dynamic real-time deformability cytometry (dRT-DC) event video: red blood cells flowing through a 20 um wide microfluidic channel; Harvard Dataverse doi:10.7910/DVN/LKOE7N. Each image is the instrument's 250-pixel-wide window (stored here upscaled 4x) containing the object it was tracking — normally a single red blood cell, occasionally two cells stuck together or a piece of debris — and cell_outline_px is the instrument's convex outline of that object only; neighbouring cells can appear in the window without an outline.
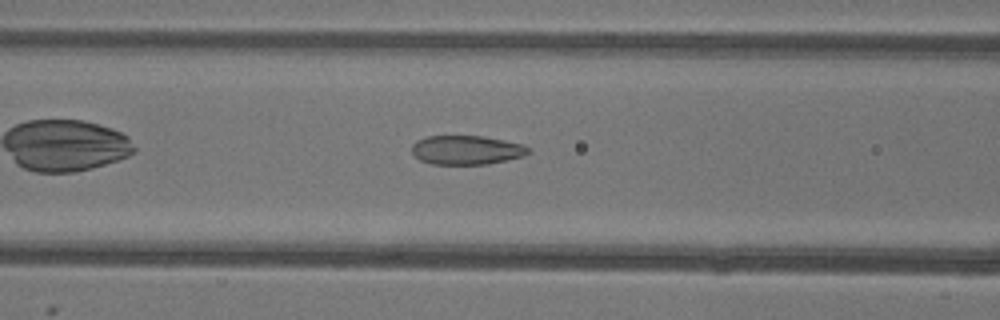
{"species": "common noctule bat (a hibernating species)", "species_latin": "Nyctalus noctula", "temperature_condition": "warm", "stored_images_in_passage": 38, "camera_frame_rate_fps": 3000, "um_per_image_px": 0.085, "animal": {"sex": "female"}, "frame": {"image": 1, "passage_image": 7, "time_ms": 2.0, "image_size_px": [1000, 320], "cell_outline_px": [[528, 152], [524, 156], [508, 160], [488, 164], [432, 164], [420, 160], [412, 152], [412, 144], [416, 140], [424, 136], [484, 136], [524, 144], [528, 148]], "centroid_in_image_um": [39.64, 12.74], "position_along_channel_um": 127.0, "area_um2": 19.83}}
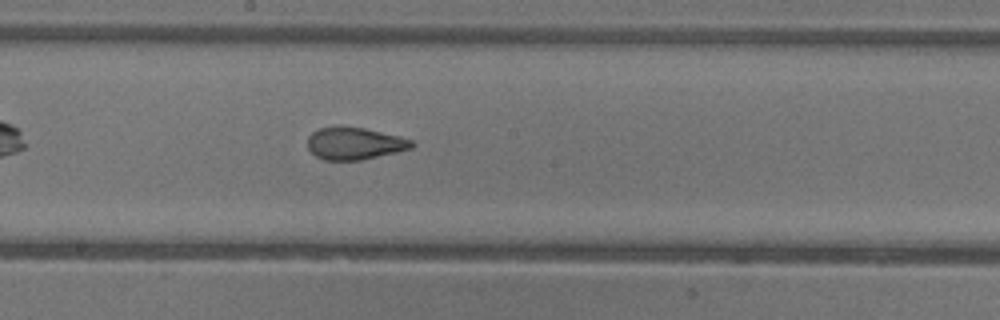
{"frame": {"image": 2, "passage_image": 14, "time_ms": 4.333, "image_size_px": [1000, 320], "cell_outline_px": [[416, 144], [412, 148], [396, 152], [360, 160], [324, 160], [316, 156], [308, 148], [308, 136], [312, 132], [320, 128], [340, 124], [364, 128], [400, 136], [412, 140]], "centroid_in_image_um": [30.13, 12.17], "position_along_channel_um": 218.1, "area_um2": 19.83}}
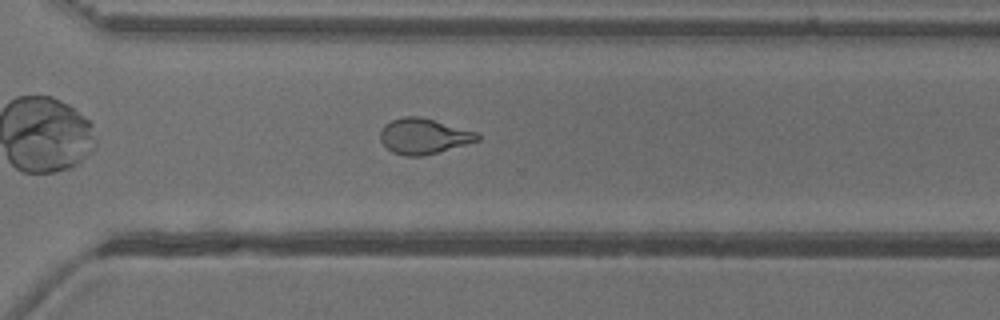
{"frame": {"image": 3, "passage_image": 23, "time_ms": 7.333, "image_size_px": [1000, 320], "cell_outline_px": [[480, 140], [424, 156], [404, 156], [392, 152], [380, 140], [380, 132], [384, 124], [392, 120], [404, 116], [420, 116], [476, 132], [480, 136]], "centroid_in_image_um": [35.99, 11.58], "position_along_channel_um": 334.6, "area_um2": 20.0}, "authors_computed_cell_mechanics": {"area_um2": 20.2589, "velocity_mm_per_s": 3.9018, "shape_relaxation_time_tau1_ms": null, "shape_relaxation_time_tau2_ms": 1.0864, "deformation_change_tau1": null, "deformation_change_tau2": 0.0803}}